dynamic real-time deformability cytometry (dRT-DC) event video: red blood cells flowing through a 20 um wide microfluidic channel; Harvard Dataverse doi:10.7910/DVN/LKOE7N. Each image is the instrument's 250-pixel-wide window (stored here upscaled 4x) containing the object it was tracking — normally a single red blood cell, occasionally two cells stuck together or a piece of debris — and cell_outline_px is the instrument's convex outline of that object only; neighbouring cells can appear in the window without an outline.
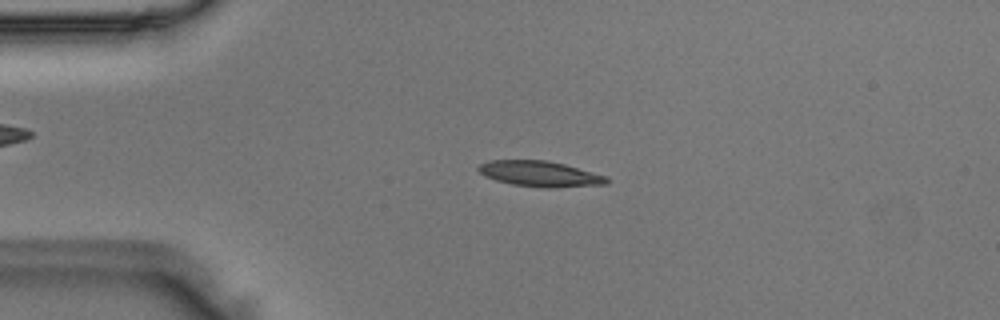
{"species": "Egyptian fruit bat (a non-hibernating species)", "species_latin": "Rousettus aegyptiacus", "temperature_condition": "room temperature", "stored_images_in_passage": 49, "camera_frame_rate_fps": 3000, "um_per_image_px": 0.085, "animal": {"sex": "male"}, "frame": {"image": 1, "passage_image": 11, "time_ms": 3.333, "image_size_px": [1000, 320], "cell_outline_px": [[608, 184], [552, 188], [544, 188], [512, 184], [496, 180], [484, 176], [476, 168], [480, 164], [488, 160], [544, 160], [564, 164], [608, 176]], "centroid_in_image_um": [45.89, 14.78], "position_along_channel_um": 39.1, "area_um2": 19.19}}
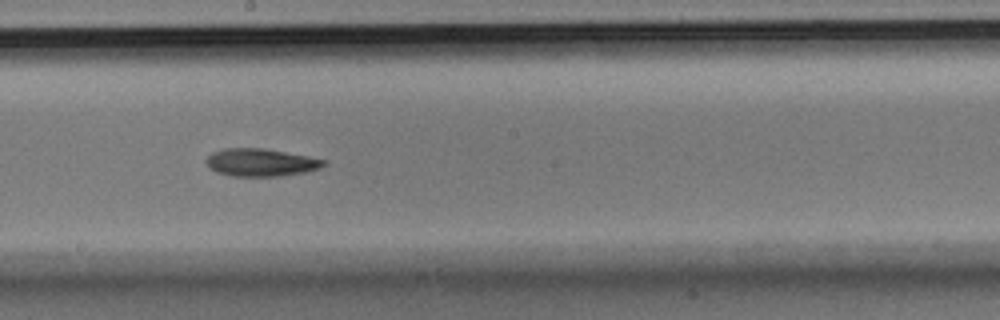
{"frame": {"image": 2, "passage_image": 27, "time_ms": 8.667, "image_size_px": [1000, 320], "cell_outline_px": [[328, 164], [320, 168], [304, 172], [280, 176], [232, 176], [216, 172], [208, 168], [204, 160], [212, 152], [224, 148], [264, 148], [308, 156], [328, 160]], "centroid_in_image_um": [22.16, 13.8], "position_along_channel_um": 226.0, "area_um2": 19.19}}
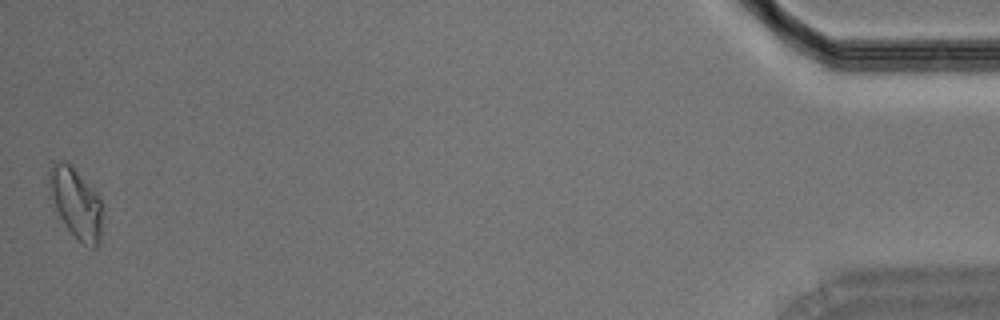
{"frame": {"image": 3, "passage_image": 49, "time_ms": 16.0, "image_size_px": [1000, 320], "cell_outline_px": [[100, 244], [96, 248], [92, 248], [84, 244], [68, 228], [60, 216], [56, 208], [52, 196], [48, 180], [48, 172], [52, 164], [56, 160], [68, 160], [72, 164], [100, 196]], "centroid_in_image_um": [6.45, 17.18], "position_along_channel_um": 428.7, "area_um2": 21.5}}